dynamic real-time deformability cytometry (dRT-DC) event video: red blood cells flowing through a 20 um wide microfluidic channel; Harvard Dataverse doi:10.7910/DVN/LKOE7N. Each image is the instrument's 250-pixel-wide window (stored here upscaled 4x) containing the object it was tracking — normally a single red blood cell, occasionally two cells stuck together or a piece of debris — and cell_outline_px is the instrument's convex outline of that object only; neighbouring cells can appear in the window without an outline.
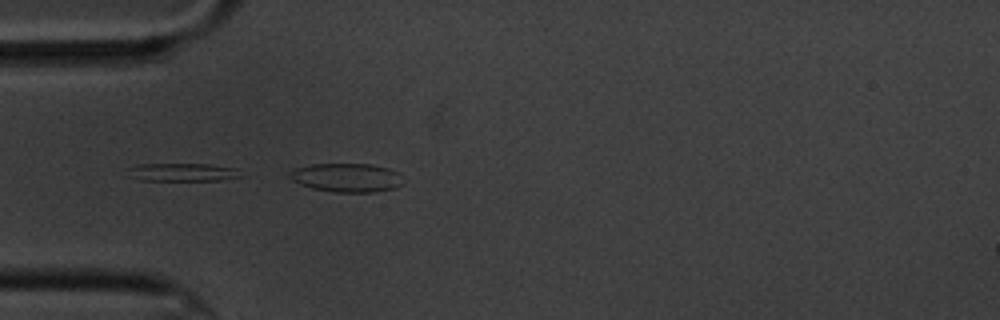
{"species": "common noctule bat (a hibernating species)", "species_latin": "Nyctalus noctula", "temperature_condition": "cold", "stored_images_in_passage": 3, "camera_frame_rate_fps": 3000, "um_per_image_px": 0.085, "animal": {"sex": "male", "body_mass_g": 20.1, "forearm_length_mm": 53.5}, "frame": {"image": 1, "passage_image": 3, "time_ms": 3.333, "image_size_px": [1000, 320], "cell_outline_px": [[408, 180], [396, 188], [372, 192], [336, 192], [312, 188], [300, 184], [292, 180], [288, 176], [288, 172], [296, 168], [312, 164], [372, 164], [388, 168], [400, 172]], "centroid_in_image_um": [29.55, 15.09], "position_along_channel_um": 55.5, "area_um2": 19.36}}